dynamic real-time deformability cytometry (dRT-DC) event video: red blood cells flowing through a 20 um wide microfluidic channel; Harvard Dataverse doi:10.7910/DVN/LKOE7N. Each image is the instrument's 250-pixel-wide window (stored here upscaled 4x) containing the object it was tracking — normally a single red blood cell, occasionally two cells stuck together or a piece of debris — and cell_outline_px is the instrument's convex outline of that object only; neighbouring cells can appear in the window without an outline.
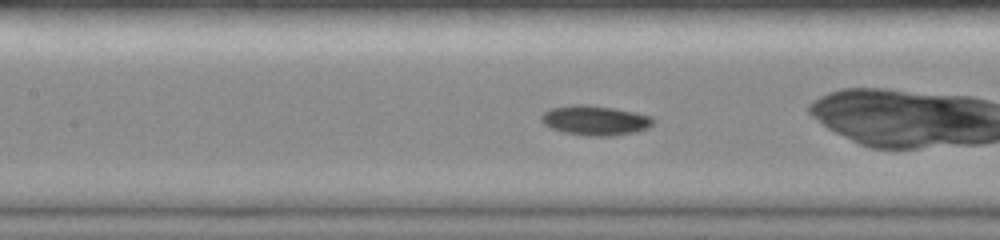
{"species": "common noctule bat (a hibernating species)", "species_latin": "Nyctalus noctula", "temperature_condition": "room temperature", "stored_images_in_passage": 44, "camera_frame_rate_fps": 3000, "um_per_image_px": 0.085, "animal": {"sex": "female", "body_mass_g": 19.0, "forearm_length_mm": 51.5}, "frame": {"image": 1, "passage_image": 18, "time_ms": 5.667, "image_size_px": [1000, 240], "cell_outline_px": [[656, 120], [648, 128], [636, 132], [612, 136], [592, 136], [564, 132], [552, 128], [544, 124], [540, 120], [540, 116], [544, 112], [552, 108], [572, 104], [584, 104], [612, 108], [636, 112], [652, 116]], "centroid_in_image_um": [50.61, 10.23], "position_along_channel_um": 156.8, "area_um2": 19.42}}
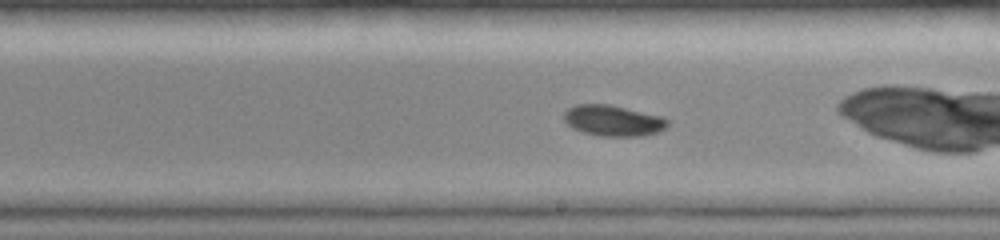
{"frame": {"image": 2, "passage_image": 24, "time_ms": 7.667, "image_size_px": [1000, 240], "cell_outline_px": [[668, 124], [660, 132], [640, 136], [600, 136], [584, 132], [572, 128], [564, 120], [564, 112], [568, 108], [576, 104], [608, 104], [664, 116], [668, 120]], "centroid_in_image_um": [52.13, 10.25], "position_along_channel_um": 236.9, "area_um2": 18.73}}
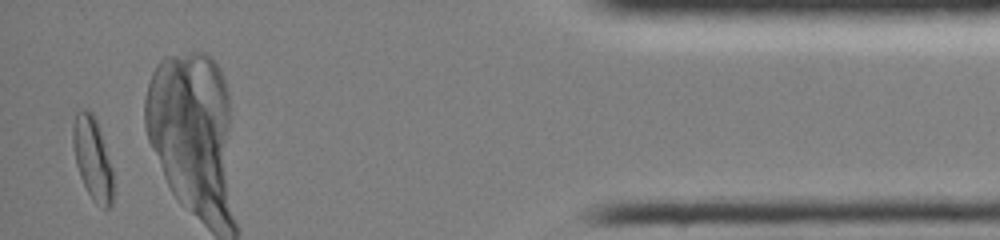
{"frame": {"image": 3, "passage_image": 43, "time_ms": 14.0, "image_size_px": [1000, 240], "cell_outline_px": [[112, 204], [108, 208], [104, 208], [96, 204], [92, 200], [80, 176], [76, 164], [72, 144], [72, 124], [76, 112], [80, 108], [88, 108], [92, 112], [96, 120], [112, 168]], "centroid_in_image_um": [7.83, 13.42], "position_along_channel_um": 427.4, "area_um2": 19.36}, "authors_computed_cell_mechanics": {"area_um2": 18.6694, "velocity_mm_per_s": 4.0213, "shape_relaxation_time_tau1_ms": 3.7028, "shape_relaxation_time_tau2_ms": null, "deformation_change_tau1": 0.1403, "deformation_change_tau2": null}}